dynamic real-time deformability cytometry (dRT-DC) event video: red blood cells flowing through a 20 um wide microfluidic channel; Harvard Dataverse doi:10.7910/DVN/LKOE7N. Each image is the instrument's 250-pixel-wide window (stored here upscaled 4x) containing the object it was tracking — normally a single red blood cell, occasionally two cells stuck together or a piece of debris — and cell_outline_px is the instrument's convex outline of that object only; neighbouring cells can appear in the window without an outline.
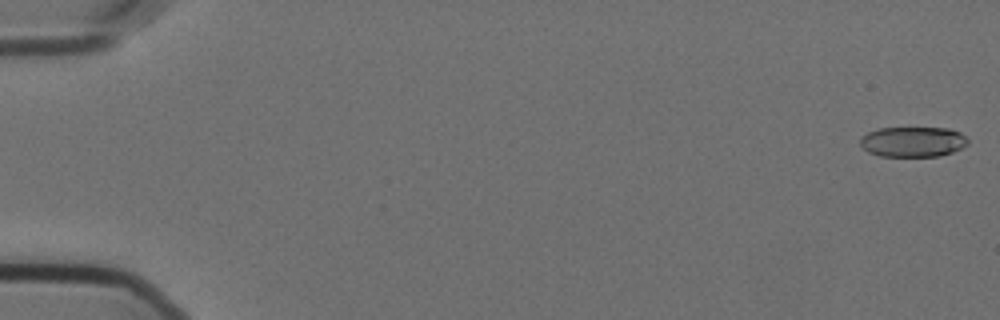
{"species": "Egyptian fruit bat (a non-hibernating species)", "species_latin": "Rousettus aegyptiacus", "temperature_condition": "cold", "stored_images_in_passage": 16, "camera_frame_rate_fps": 3000, "um_per_image_px": 0.085, "animal": {"sex": "female"}, "frame": {"image": 1, "passage_image": 1, "time_ms": 0.0, "image_size_px": [1000, 320], "cell_outline_px": [[968, 144], [952, 152], [940, 156], [880, 156], [868, 152], [860, 144], [860, 136], [868, 132], [880, 128], [948, 128], [960, 132], [968, 140]], "centroid_in_image_um": [77.58, 12.05], "position_along_channel_um": 7.4, "area_um2": 18.96}}
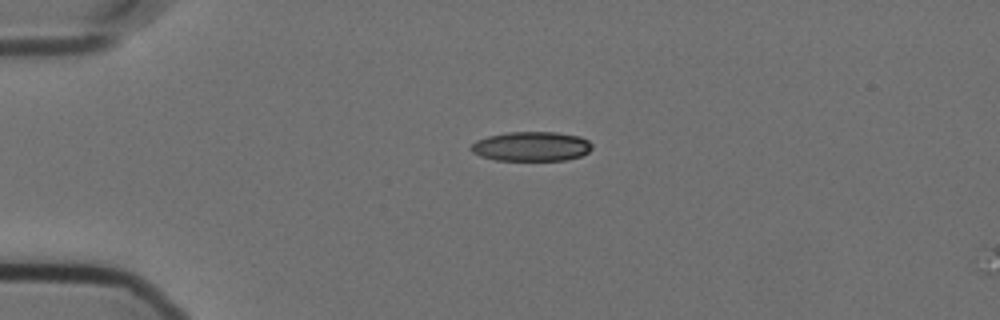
{"frame": {"image": 2, "passage_image": 14, "time_ms": 4.333, "image_size_px": [1000, 320], "cell_outline_px": [[592, 148], [588, 152], [580, 156], [564, 160], [496, 160], [480, 156], [472, 152], [468, 148], [476, 140], [488, 136], [508, 132], [556, 132], [580, 136], [588, 140], [592, 144]], "centroid_in_image_um": [45.15, 12.44], "position_along_channel_um": 39.8, "area_um2": 20.87}}